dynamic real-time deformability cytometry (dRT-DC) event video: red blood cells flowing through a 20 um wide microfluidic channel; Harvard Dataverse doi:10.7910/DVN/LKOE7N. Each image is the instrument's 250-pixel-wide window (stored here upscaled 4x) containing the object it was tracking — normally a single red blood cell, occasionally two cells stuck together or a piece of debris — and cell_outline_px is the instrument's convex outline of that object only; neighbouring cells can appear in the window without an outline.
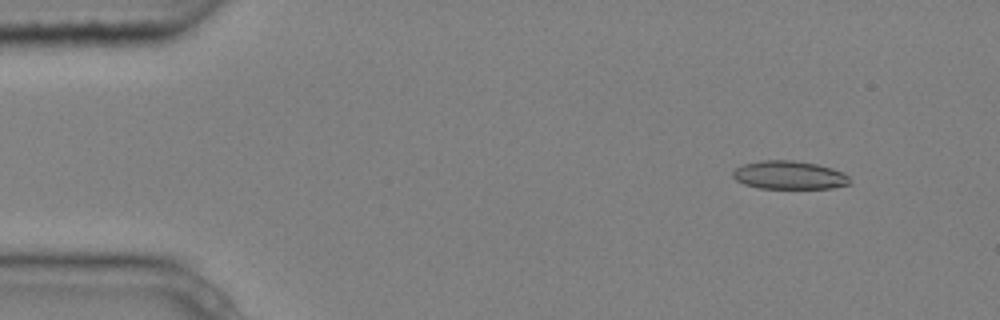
{"species": "common noctule bat (a hibernating species)", "species_latin": "Nyctalus noctula", "temperature_condition": "cold", "stored_images_in_passage": 5, "camera_frame_rate_fps": 3000, "um_per_image_px": 0.085, "animal": {"sex": "male", "body_mass_g": 20.4}, "frame": {"image": 1, "passage_image": 2, "time_ms": 0.333, "image_size_px": [1000, 320], "cell_outline_px": [[848, 184], [832, 188], [760, 188], [744, 184], [736, 180], [732, 176], [732, 172], [736, 168], [744, 164], [760, 160], [792, 160], [816, 164], [832, 168], [844, 172], [848, 176]], "centroid_in_image_um": [67.06, 14.88], "position_along_channel_um": 17.9, "area_um2": 19.19}}
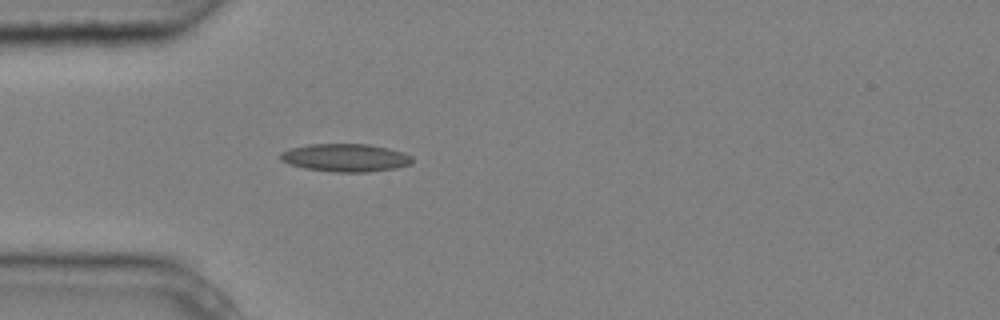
{"frame": {"image": 2, "passage_image": 5, "time_ms": 1.333, "image_size_px": [1000, 320], "cell_outline_px": [[412, 164], [396, 168], [368, 172], [336, 172], [304, 168], [288, 164], [280, 160], [280, 152], [288, 148], [308, 144], [368, 144], [388, 148], [404, 152], [412, 156]], "centroid_in_image_um": [29.35, 13.4], "position_along_channel_um": 55.7, "area_um2": 21.68}}